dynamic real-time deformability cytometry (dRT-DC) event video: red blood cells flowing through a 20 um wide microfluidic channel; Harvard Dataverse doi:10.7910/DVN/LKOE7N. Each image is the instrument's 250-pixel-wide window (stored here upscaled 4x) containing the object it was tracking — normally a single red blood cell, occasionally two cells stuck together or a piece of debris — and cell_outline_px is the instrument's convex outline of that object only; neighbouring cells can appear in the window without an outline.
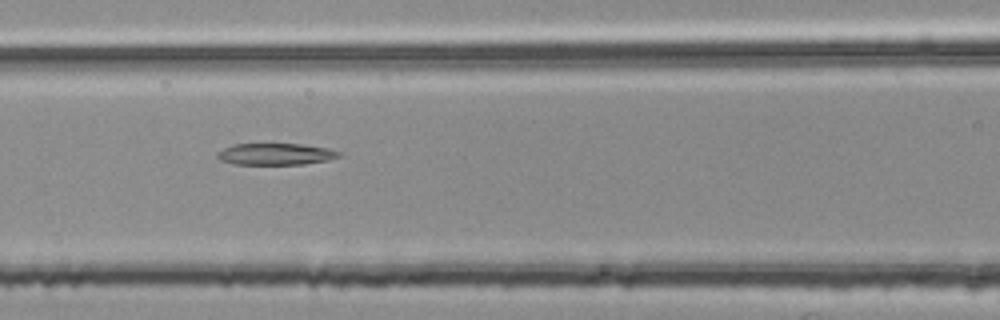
{"species": "common noctule bat (a hibernating species)", "species_latin": "Nyctalus noctula", "temperature_condition": "room temperature", "stored_images_in_passage": 41, "camera_frame_rate_fps": 3000, "um_per_image_px": 0.085, "animal": {"sex": "female", "body_mass_g": 25.1}, "frame": {"image": 1, "passage_image": 17, "time_ms": 5.333, "image_size_px": [1000, 320], "cell_outline_px": [[340, 156], [328, 160], [304, 164], [232, 164], [220, 160], [216, 156], [216, 152], [232, 144], [300, 144], [328, 148], [340, 152]], "centroid_in_image_um": [23.39, 13.1], "position_along_channel_um": 143.2, "area_um2": 15.32}}
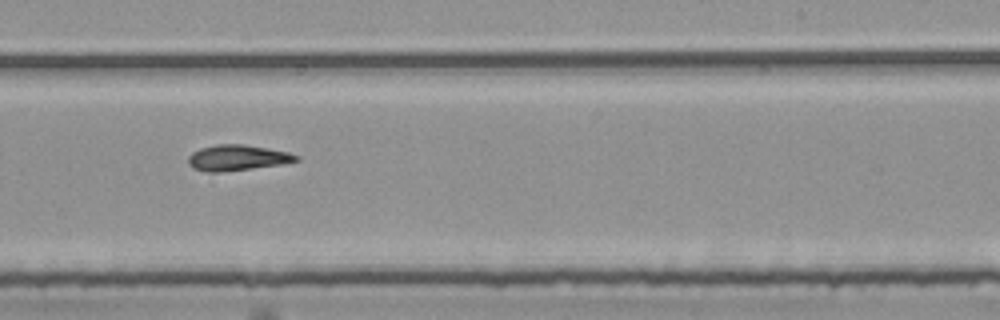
{"frame": {"image": 2, "passage_image": 27, "time_ms": 8.667, "image_size_px": [1000, 320], "cell_outline_px": [[300, 160], [284, 164], [220, 172], [208, 172], [192, 168], [188, 164], [188, 156], [192, 152], [200, 148], [216, 144], [244, 144], [268, 148], [288, 152], [300, 156]], "centroid_in_image_um": [20.17, 13.4], "position_along_channel_um": 268.8, "area_um2": 16.3}}
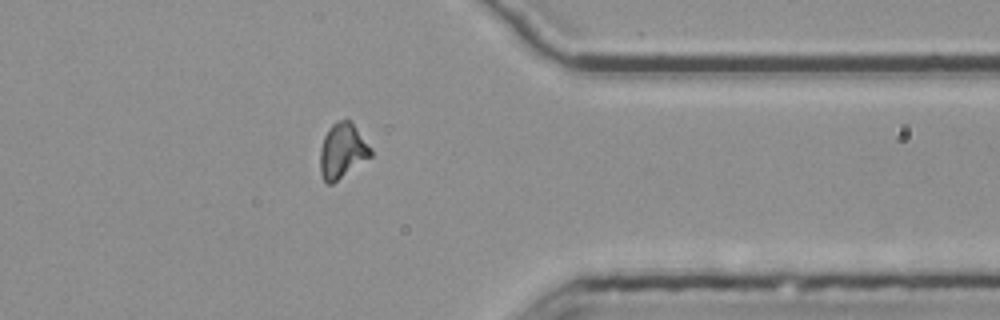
{"frame": {"image": 3, "passage_image": 37, "time_ms": 12.0, "image_size_px": [1000, 320], "cell_outline_px": [[372, 156], [332, 184], [328, 184], [324, 180], [320, 172], [320, 148], [324, 136], [328, 128], [332, 124], [340, 120], [352, 120], [372, 148]], "centroid_in_image_um": [29.11, 12.8], "position_along_channel_um": 382.3, "area_um2": 16.42}, "authors_computed_cell_mechanics": {"area_um2": 16.0106, "velocity_mm_per_s": 3.7869, "shape_relaxation_time_tau1_ms": null, "shape_relaxation_time_tau2_ms": 9.7747, "deformation_change_tau1": null, "deformation_change_tau2": 0.2281}}